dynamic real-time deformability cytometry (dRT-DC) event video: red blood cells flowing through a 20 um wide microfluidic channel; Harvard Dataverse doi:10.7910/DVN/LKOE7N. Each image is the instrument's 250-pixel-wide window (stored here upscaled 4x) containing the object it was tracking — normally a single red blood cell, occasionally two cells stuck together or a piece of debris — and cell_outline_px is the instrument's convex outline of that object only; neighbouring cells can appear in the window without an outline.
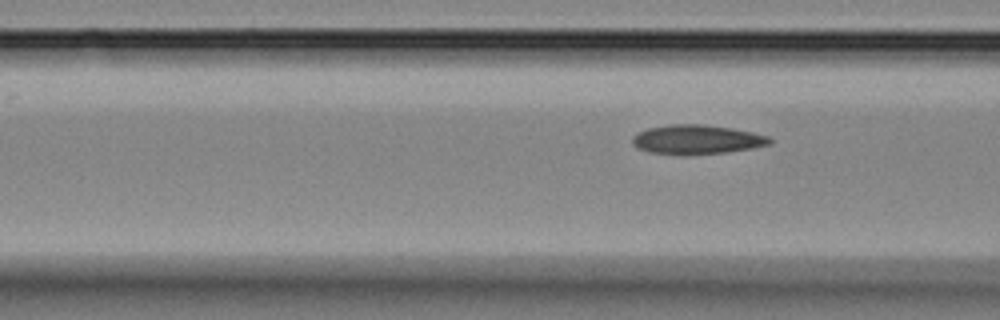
{"species": "Egyptian fruit bat (a non-hibernating species)", "species_latin": "Rousettus aegyptiacus", "temperature_condition": "room temperature", "stored_images_in_passage": 8, "camera_frame_rate_fps": 3000, "um_per_image_px": 0.085, "animal": {"sex": "female"}, "frame": {"image": 1, "passage_image": 8, "time_ms": 9.333, "image_size_px": [1000, 320], "cell_outline_px": [[772, 144], [752, 148], [728, 152], [684, 156], [648, 152], [632, 144], [632, 136], [648, 128], [672, 124], [704, 124], [732, 128], [752, 132], [768, 136], [772, 140]], "centroid_in_image_um": [59.24, 11.87], "position_along_channel_um": 107.4, "area_um2": 23.7}}